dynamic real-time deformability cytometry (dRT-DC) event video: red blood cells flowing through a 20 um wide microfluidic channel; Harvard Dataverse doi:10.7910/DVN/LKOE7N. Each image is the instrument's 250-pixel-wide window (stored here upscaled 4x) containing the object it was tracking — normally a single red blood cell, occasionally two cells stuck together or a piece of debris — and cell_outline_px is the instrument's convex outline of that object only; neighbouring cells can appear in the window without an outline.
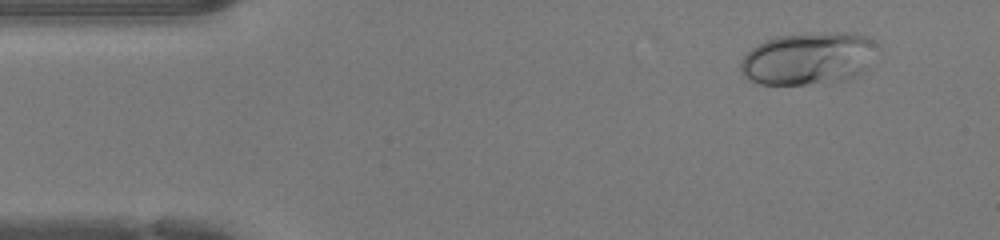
{"species": "human", "species_latin": "Homo sapiens", "temperature_condition": "warm", "stored_images_in_passage": 46, "camera_frame_rate_fps": 3000, "um_per_image_px": 0.085, "donor": {"sex": "female"}, "frame": {"image": 1, "passage_image": 4, "time_ms": 1.0, "image_size_px": [1000, 240], "cell_outline_px": [[872, 44], [868, 68], [864, 72], [856, 76], [840, 80], [804, 84], [760, 84], [748, 80], [744, 76], [740, 68], [740, 60], [752, 48], [764, 40], [776, 36], [820, 32], [848, 32], [864, 36], [872, 40]], "centroid_in_image_um": [68.62, 4.97], "position_along_channel_um": 16.4, "area_um2": 41.21}}
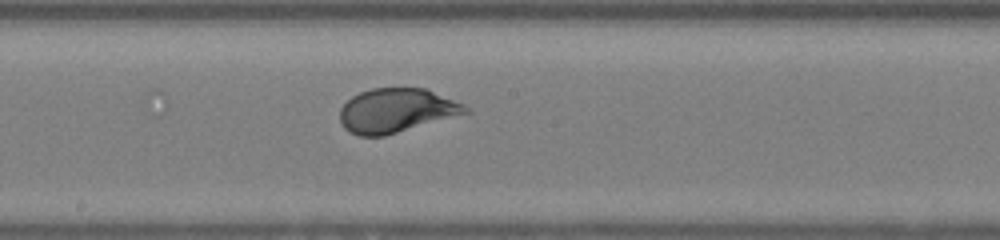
{"frame": {"image": 2, "passage_image": 24, "time_ms": 7.667, "image_size_px": [1000, 240], "cell_outline_px": [[472, 112], [384, 136], [360, 136], [348, 132], [340, 124], [340, 108], [352, 96], [360, 92], [372, 88], [424, 88], [464, 104]], "centroid_in_image_um": [33.67, 9.4], "position_along_channel_um": 214.5, "area_um2": 32.31}}
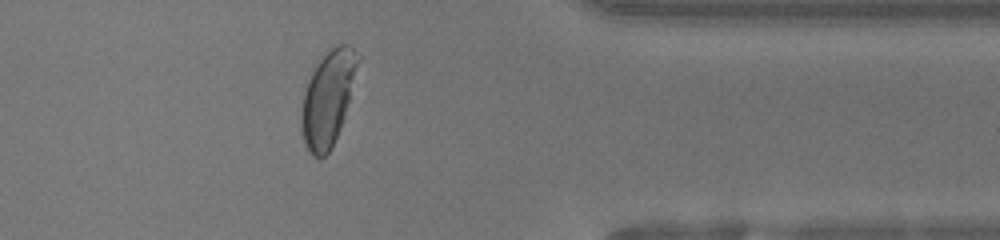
{"frame": {"image": 3, "passage_image": 37, "time_ms": 12.0, "image_size_px": [1000, 240], "cell_outline_px": [[360, 60], [344, 116], [340, 128], [332, 148], [324, 156], [312, 156], [308, 152], [304, 144], [300, 128], [300, 112], [304, 92], [308, 80], [316, 64], [336, 44], [348, 44], [360, 56]], "centroid_in_image_um": [27.85, 8.38], "position_along_channel_um": 383.6, "area_um2": 31.1}, "authors_computed_cell_mechanics": {"area_um2": 33.4951, "velocity_mm_per_s": 4.2861, "shape_relaxation_time_tau1_ms": 3.1165, "shape_relaxation_time_tau2_ms": null, "deformation_change_tau1": 0.1843, "deformation_change_tau2": null}}